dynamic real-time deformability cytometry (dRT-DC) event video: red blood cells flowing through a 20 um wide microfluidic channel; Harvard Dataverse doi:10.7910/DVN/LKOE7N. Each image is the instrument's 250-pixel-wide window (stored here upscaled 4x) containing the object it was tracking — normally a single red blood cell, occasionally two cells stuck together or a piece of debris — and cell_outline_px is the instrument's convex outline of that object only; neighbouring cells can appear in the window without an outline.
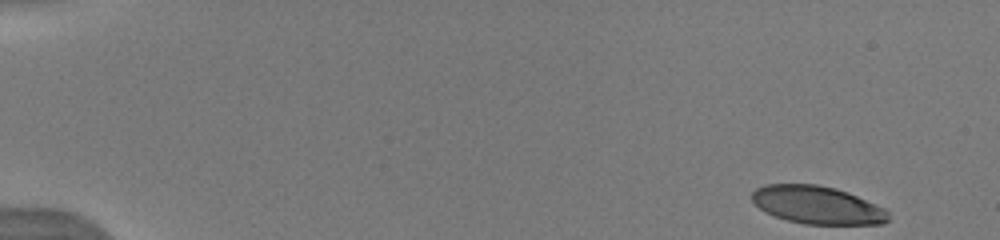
{"species": "human", "species_latin": "Homo sapiens", "temperature_condition": "warm", "stored_images_in_passage": 18, "camera_frame_rate_fps": 3000, "um_per_image_px": 0.085, "donor": {"sex": "male"}, "frame": {"image": 1, "passage_image": 1, "time_ms": 0.0, "image_size_px": [1000, 240], "cell_outline_px": [[892, 220], [884, 224], [804, 224], [788, 220], [776, 216], [760, 208], [752, 200], [752, 192], [756, 188], [764, 184], [816, 184], [836, 188], [848, 192], [876, 204], [884, 208], [888, 212]], "centroid_in_image_um": [69.52, 17.42], "position_along_channel_um": 15.5, "area_um2": 30.17}}
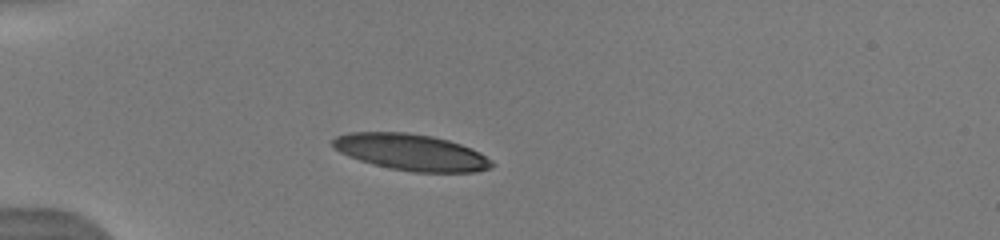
{"frame": {"image": 2, "passage_image": 14, "time_ms": 4.0, "image_size_px": [1000, 240], "cell_outline_px": [[496, 164], [492, 168], [476, 172], [412, 172], [392, 168], [360, 160], [348, 156], [340, 152], [332, 144], [332, 140], [336, 136], [348, 132], [408, 132], [432, 136], [448, 140], [472, 148], [480, 152], [492, 160]], "centroid_in_image_um": [35.0, 12.93], "position_along_channel_um": 50.0, "area_um2": 33.76}}